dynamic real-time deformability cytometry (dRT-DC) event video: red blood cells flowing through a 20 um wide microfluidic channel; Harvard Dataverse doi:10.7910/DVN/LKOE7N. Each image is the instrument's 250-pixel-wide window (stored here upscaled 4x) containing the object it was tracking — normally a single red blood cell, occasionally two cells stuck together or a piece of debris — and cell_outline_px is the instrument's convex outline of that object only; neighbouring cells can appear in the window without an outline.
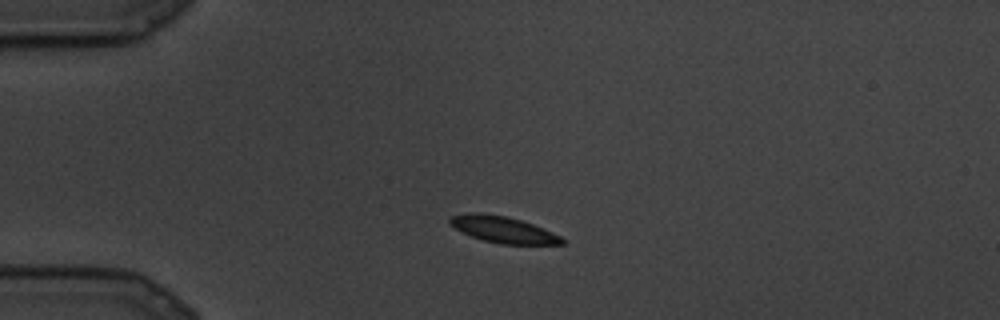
{"species": "common noctule bat (a hibernating species)", "species_latin": "Nyctalus noctula", "temperature_condition": "cold", "stored_images_in_passage": 9, "camera_frame_rate_fps": 3000, "um_per_image_px": 0.085, "animal": {"sex": "male", "body_mass_g": 19.5, "forearm_length_mm": 54.6}, "frame": {"image": 1, "passage_image": 1, "time_ms": 0.0, "image_size_px": [1000, 320], "cell_outline_px": [[564, 244], [500, 244], [484, 240], [472, 236], [456, 228], [448, 220], [452, 216], [468, 212], [484, 212], [508, 216], [532, 224], [552, 232], [560, 236], [564, 240]], "centroid_in_image_um": [42.77, 19.5], "position_along_channel_um": 42.2, "area_um2": 17.05}}
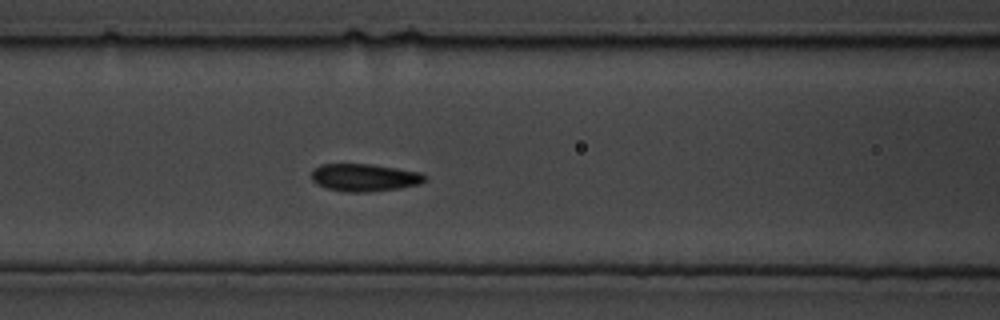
{"frame": {"image": 2, "passage_image": 6, "time_ms": 1.667, "image_size_px": [1000, 320], "cell_outline_px": [[428, 176], [420, 184], [400, 188], [368, 192], [348, 192], [328, 188], [312, 180], [312, 168], [320, 164], [372, 164], [420, 172]], "centroid_in_image_um": [31.0, 15.08], "position_along_channel_um": 135.6, "area_um2": 18.15}}
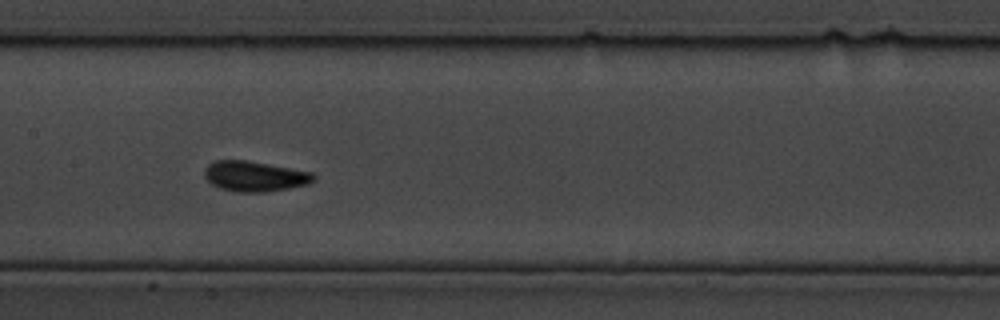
{"frame": {"image": 3, "passage_image": 8, "time_ms": 2.333, "image_size_px": [1000, 320], "cell_outline_px": [[316, 180], [308, 184], [288, 188], [264, 192], [236, 192], [220, 188], [212, 184], [204, 176], [204, 168], [212, 160], [248, 160], [312, 172], [316, 176]], "centroid_in_image_um": [21.64, 14.97], "position_along_channel_um": 185.8, "area_um2": 19.42}}